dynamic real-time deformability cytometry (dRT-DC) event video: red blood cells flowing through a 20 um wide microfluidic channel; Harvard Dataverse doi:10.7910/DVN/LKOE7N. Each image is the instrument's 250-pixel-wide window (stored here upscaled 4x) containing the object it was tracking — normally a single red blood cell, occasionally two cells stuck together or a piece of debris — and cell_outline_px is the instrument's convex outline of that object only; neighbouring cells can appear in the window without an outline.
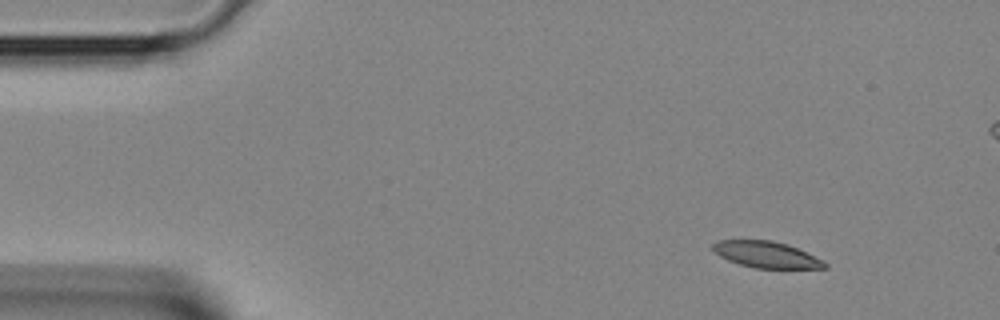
{"species": "Egyptian fruit bat (a non-hibernating species)", "species_latin": "Rousettus aegyptiacus", "temperature_condition": "room temperature", "stored_images_in_passage": 4, "segment_of_instrument_passage": [1, 2], "camera_frame_rate_fps": 3000, "um_per_image_px": 0.085, "animal": {"sex": "female"}, "frame": {"image": 1, "passage_image": 1, "time_ms": 0.0, "image_size_px": [1000, 320], "cell_outline_px": [[828, 268], [756, 268], [740, 264], [728, 260], [720, 256], [712, 248], [712, 244], [720, 240], [772, 240], [788, 244], [824, 260], [828, 264]], "centroid_in_image_um": [65.18, 21.64], "position_along_channel_um": 19.8, "area_um2": 17.11}}